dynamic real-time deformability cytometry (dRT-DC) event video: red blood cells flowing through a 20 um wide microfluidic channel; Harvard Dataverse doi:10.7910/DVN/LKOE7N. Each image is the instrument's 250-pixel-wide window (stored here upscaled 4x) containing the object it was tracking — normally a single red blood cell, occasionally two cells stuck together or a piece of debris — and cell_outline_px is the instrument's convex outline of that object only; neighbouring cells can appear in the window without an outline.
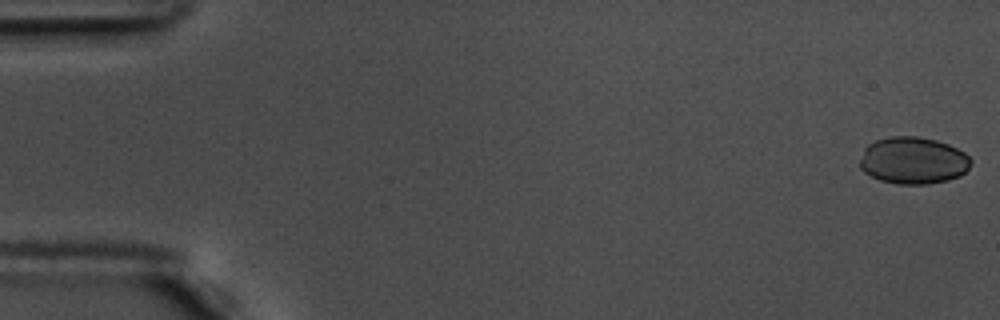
{"species": "common noctule bat (a hibernating species)", "species_latin": "Nyctalus noctula", "temperature_condition": "warm", "stored_images_in_passage": 14, "camera_frame_rate_fps": 3000, "um_per_image_px": 0.085, "animal": {"sex": "male", "body_mass_g": 17.5, "forearm_length_mm": 52.3}, "frame": {"image": 1, "passage_image": 1, "time_ms": 0.0, "image_size_px": [1000, 320], "cell_outline_px": [[972, 164], [960, 176], [948, 180], [928, 184], [896, 184], [880, 180], [864, 172], [860, 168], [860, 160], [864, 148], [868, 144], [876, 140], [888, 136], [916, 136], [936, 140], [948, 144], [964, 152], [972, 160]], "centroid_in_image_um": [77.61, 13.64], "position_along_channel_um": 7.4, "area_um2": 30.58}}